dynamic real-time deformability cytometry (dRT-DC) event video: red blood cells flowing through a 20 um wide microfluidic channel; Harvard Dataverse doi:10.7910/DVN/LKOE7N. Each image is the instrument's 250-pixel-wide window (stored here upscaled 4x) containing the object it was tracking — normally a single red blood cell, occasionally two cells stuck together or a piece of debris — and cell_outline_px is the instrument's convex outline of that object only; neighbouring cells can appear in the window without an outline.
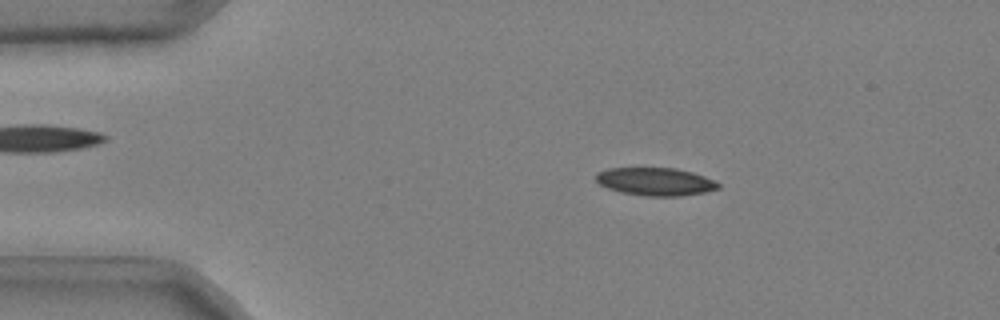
{"species": "common noctule bat (a hibernating species)", "species_latin": "Nyctalus noctula", "temperature_condition": "cold", "stored_images_in_passage": 51, "camera_frame_rate_fps": 3000, "um_per_image_px": 0.085, "animal": {"sex": "male", "body_mass_g": 20.4}, "frame": {"image": 1, "passage_image": 9, "time_ms": 2.667, "image_size_px": [1000, 320], "cell_outline_px": [[720, 188], [704, 192], [680, 196], [644, 196], [620, 192], [608, 188], [600, 184], [596, 180], [596, 172], [608, 168], [676, 168], [692, 172], [704, 176], [720, 184]], "centroid_in_image_um": [55.69, 15.43], "position_along_channel_um": 29.3, "area_um2": 19.88}}
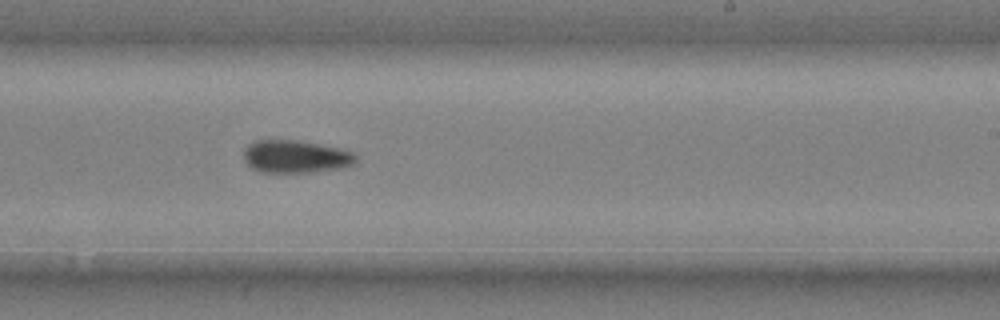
{"frame": {"image": 2, "passage_image": 32, "time_ms": 10.333, "image_size_px": [1000, 320], "cell_outline_px": [[356, 160], [352, 164], [344, 168], [316, 172], [260, 172], [252, 168], [244, 160], [244, 152], [248, 144], [256, 140], [296, 140], [336, 148], [352, 152], [356, 156]], "centroid_in_image_um": [25.11, 13.32], "position_along_channel_um": 263.9, "area_um2": 21.21}}
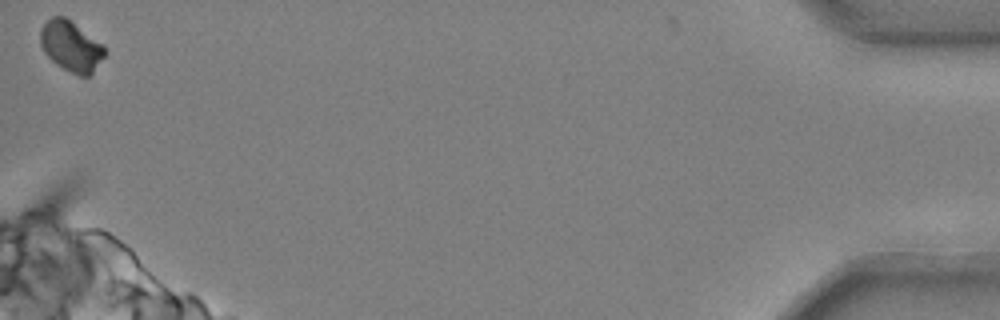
{"frame": {"image": 3, "passage_image": 51, "time_ms": 16.667, "image_size_px": [1000, 320], "cell_outline_px": [[108, 52], [92, 72], [88, 76], [80, 76], [56, 64], [44, 52], [40, 44], [40, 28], [52, 16], [64, 16], [104, 44]], "centroid_in_image_um": [6.05, 3.91], "position_along_channel_um": 429.1, "area_um2": 18.9}, "authors_computed_cell_mechanics": {"area_um2": 20.6924, "velocity_mm_per_s": 3.7209, "shape_relaxation_time_tau1_ms": 4.368, "shape_relaxation_time_tau2_ms": null, "deformation_change_tau1": 0.1022, "deformation_change_tau2": null}}